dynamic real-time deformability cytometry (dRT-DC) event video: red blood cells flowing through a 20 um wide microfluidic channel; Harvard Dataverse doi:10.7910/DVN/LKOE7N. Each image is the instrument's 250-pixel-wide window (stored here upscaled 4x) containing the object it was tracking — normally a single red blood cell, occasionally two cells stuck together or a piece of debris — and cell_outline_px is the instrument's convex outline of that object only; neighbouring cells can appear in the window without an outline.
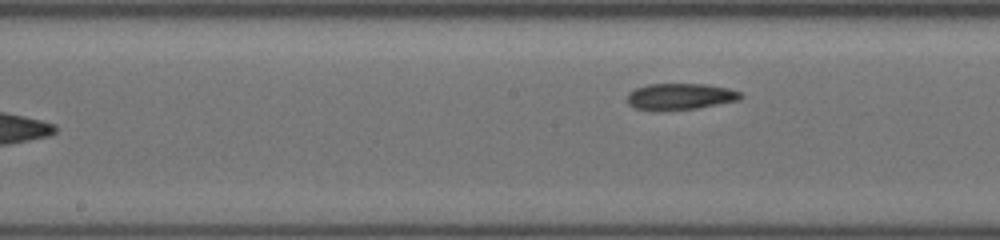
{"species": "common noctule bat (a hibernating species)", "species_latin": "Nyctalus noctula", "temperature_condition": "cold", "stored_images_in_passage": 40, "segment_of_instrument_passage": [2, 2], "camera_frame_rate_fps": 3000, "um_per_image_px": 0.085, "animal": {"sex": "female", "body_mass_g": 19.5, "forearm_length_mm": 54.1}, "frame": {"image": 1, "passage_image": 40, "time_ms": 11.333, "image_size_px": [1000, 240], "cell_outline_px": [[744, 96], [740, 100], [696, 108], [656, 112], [632, 108], [628, 104], [628, 92], [636, 88], [648, 84], [708, 84], [728, 88], [744, 92]], "centroid_in_image_um": [57.81, 8.22], "position_along_channel_um": 190.4, "area_um2": 17.92}}